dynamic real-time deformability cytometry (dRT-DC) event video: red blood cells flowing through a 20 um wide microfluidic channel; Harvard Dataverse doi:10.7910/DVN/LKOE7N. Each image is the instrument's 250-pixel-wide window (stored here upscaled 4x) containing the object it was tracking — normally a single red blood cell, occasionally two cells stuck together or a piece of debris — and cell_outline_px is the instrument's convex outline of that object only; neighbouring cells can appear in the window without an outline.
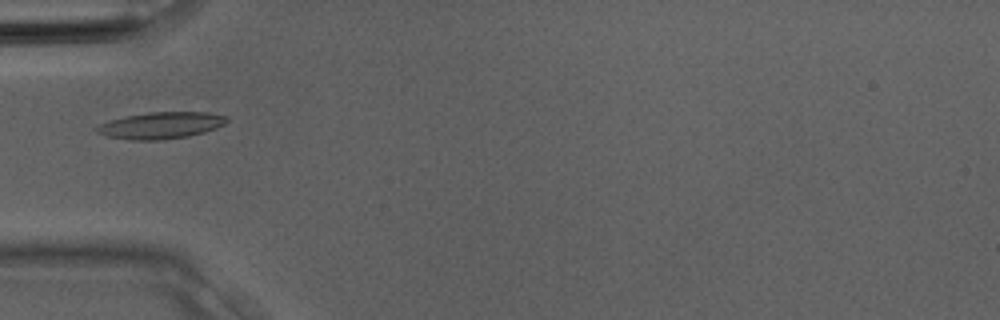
{"species": "Egyptian fruit bat (a non-hibernating species)", "species_latin": "Rousettus aegyptiacus", "temperature_condition": "room temperature", "stored_images_in_passage": 2, "camera_frame_rate_fps": 3000, "um_per_image_px": 0.085, "animal": {"sex": "male"}, "frame": {"image": 1, "passage_image": 2, "time_ms": 0.333, "image_size_px": [1000, 320], "cell_outline_px": [[228, 120], [224, 124], [216, 128], [204, 132], [188, 136], [160, 140], [132, 140], [108, 136], [96, 132], [92, 128], [100, 124], [112, 120], [128, 116], [148, 112], [208, 112], [228, 116]], "centroid_in_image_um": [13.69, 10.65], "position_along_channel_um": 71.3, "area_um2": 20.11}}